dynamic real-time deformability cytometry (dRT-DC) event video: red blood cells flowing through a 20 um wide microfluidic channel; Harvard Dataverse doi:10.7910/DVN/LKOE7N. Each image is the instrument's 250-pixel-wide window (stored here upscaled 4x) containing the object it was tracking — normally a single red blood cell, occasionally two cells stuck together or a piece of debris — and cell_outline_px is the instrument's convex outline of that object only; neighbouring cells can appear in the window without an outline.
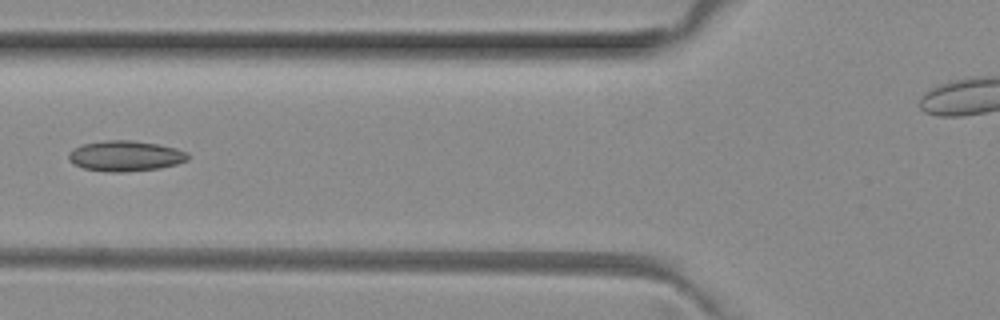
{"species": "common noctule bat (a hibernating species)", "species_latin": "Nyctalus noctula", "temperature_condition": "room temperature", "stored_images_in_passage": 6, "camera_frame_rate_fps": 3000, "um_per_image_px": 0.085, "animal": {"sex": "female", "body_mass_g": 29.2, "forearm_length_mm": 56.3}, "frame": {"image": 1, "passage_image": 6, "time_ms": 1.667, "image_size_px": [1000, 320], "cell_outline_px": [[188, 160], [176, 164], [160, 168], [124, 172], [108, 172], [84, 168], [68, 160], [68, 152], [84, 144], [108, 140], [128, 140], [156, 144], [176, 148], [188, 152]], "centroid_in_image_um": [10.67, 13.26], "position_along_channel_um": 115.1, "area_um2": 20.98}}